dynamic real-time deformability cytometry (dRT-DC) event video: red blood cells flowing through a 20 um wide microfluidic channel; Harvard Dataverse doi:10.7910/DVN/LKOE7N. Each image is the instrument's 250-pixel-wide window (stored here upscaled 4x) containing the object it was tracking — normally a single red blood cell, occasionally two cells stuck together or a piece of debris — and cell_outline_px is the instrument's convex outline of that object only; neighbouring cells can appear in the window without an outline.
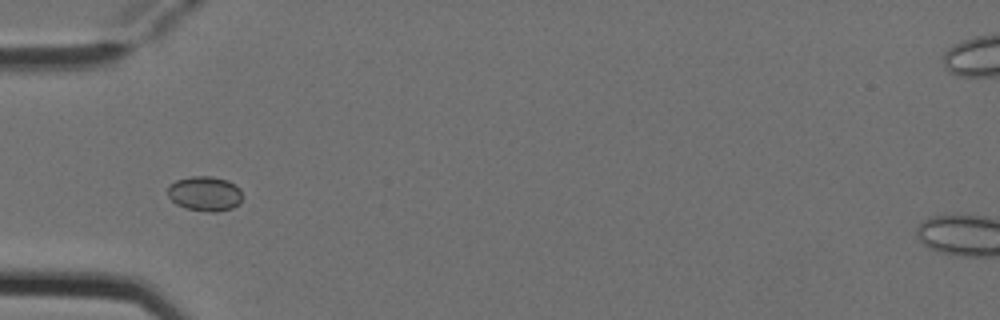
{"species": "Egyptian fruit bat (a non-hibernating species)", "species_latin": "Rousettus aegyptiacus", "temperature_condition": "cold", "stored_images_in_passage": 5, "camera_frame_rate_fps": 3000, "um_per_image_px": 0.085, "animal": {"sex": "female"}, "frame": {"image": 1, "passage_image": 3, "time_ms": 0.667, "image_size_px": [1000, 320], "cell_outline_px": [[244, 196], [240, 204], [232, 208], [216, 212], [208, 212], [184, 208], [176, 204], [168, 196], [168, 184], [176, 180], [192, 176], [212, 176], [228, 180], [240, 188]], "centroid_in_image_um": [17.44, 16.46], "position_along_channel_um": 67.6, "area_um2": 15.49}}
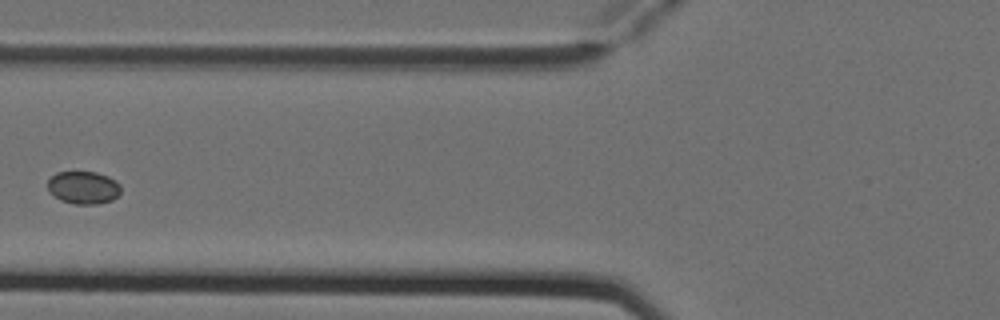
{"frame": {"image": 2, "passage_image": 4, "time_ms": 1.0, "image_size_px": [1000, 320], "cell_outline_px": [[120, 192], [112, 200], [96, 204], [76, 204], [60, 200], [48, 188], [48, 180], [56, 172], [96, 172], [108, 176], [116, 180], [120, 184]], "centroid_in_image_um": [7.11, 15.93], "position_along_channel_um": 118.7, "area_um2": 13.81}}
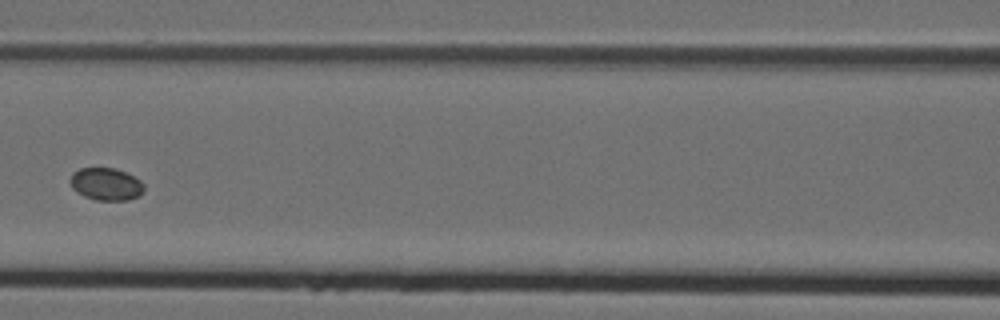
{"frame": {"image": 3, "passage_image": 5, "time_ms": 1.333, "image_size_px": [1000, 320], "cell_outline_px": [[144, 192], [140, 196], [128, 200], [96, 200], [84, 196], [76, 192], [72, 188], [68, 180], [72, 172], [80, 168], [116, 168], [140, 180], [144, 184]], "centroid_in_image_um": [8.99, 15.65], "position_along_channel_um": 157.6, "area_um2": 14.16}}